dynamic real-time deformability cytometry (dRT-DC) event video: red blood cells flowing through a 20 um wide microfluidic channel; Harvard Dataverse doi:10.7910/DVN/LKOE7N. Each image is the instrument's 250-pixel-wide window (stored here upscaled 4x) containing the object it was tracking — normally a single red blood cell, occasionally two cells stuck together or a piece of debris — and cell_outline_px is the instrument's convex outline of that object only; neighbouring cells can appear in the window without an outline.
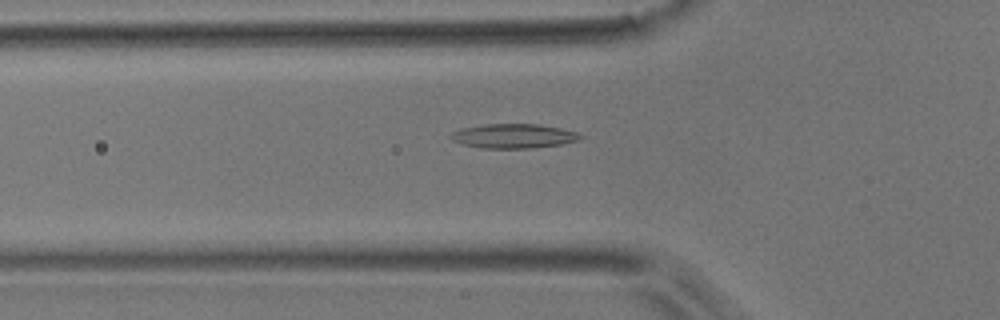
{"species": "common noctule bat (a hibernating species)", "species_latin": "Nyctalus noctula", "temperature_condition": "room temperature", "stored_images_in_passage": 32, "camera_frame_rate_fps": 3000, "um_per_image_px": 0.085, "animal": {"sex": "male", "body_mass_g": 17.9}, "frame": {"image": 1, "passage_image": 8, "time_ms": 2.333, "image_size_px": [1000, 320], "cell_outline_px": [[584, 136], [580, 140], [560, 144], [532, 148], [484, 148], [464, 144], [452, 140], [448, 136], [452, 132], [460, 128], [484, 124], [540, 124], [560, 128], [576, 132]], "centroid_in_image_um": [43.65, 11.55], "position_along_channel_um": 82.2, "area_um2": 18.38}}
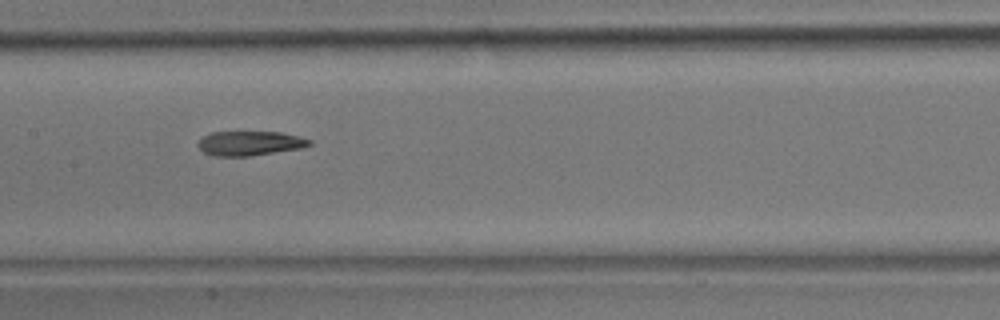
{"frame": {"image": 2, "passage_image": 16, "time_ms": 5.0, "image_size_px": [1000, 320], "cell_outline_px": [[312, 144], [300, 148], [252, 156], [212, 156], [204, 152], [196, 144], [204, 136], [212, 132], [280, 132], [312, 140]], "centroid_in_image_um": [21.22, 12.18], "position_along_channel_um": 186.2, "area_um2": 15.78}}
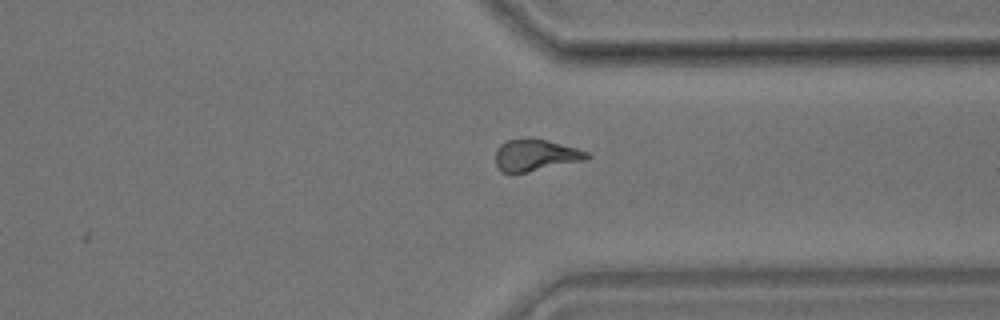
{"frame": {"image": 3, "passage_image": 30, "time_ms": 9.667, "image_size_px": [1000, 320], "cell_outline_px": [[592, 156], [588, 160], [524, 172], [500, 172], [496, 164], [496, 148], [500, 144], [508, 140], [528, 136], [532, 136], [576, 148], [588, 152]], "centroid_in_image_um": [45.53, 13.16], "position_along_channel_um": 365.9, "area_um2": 17.11}, "authors_computed_cell_mechanics": {"area_um2": 17.051, "velocity_mm_per_s": 3.858, "shape_relaxation_time_tau1_ms": null, "shape_relaxation_time_tau2_ms": 5.8268, "deformation_change_tau1": null, "deformation_change_tau2": 0.1683}}